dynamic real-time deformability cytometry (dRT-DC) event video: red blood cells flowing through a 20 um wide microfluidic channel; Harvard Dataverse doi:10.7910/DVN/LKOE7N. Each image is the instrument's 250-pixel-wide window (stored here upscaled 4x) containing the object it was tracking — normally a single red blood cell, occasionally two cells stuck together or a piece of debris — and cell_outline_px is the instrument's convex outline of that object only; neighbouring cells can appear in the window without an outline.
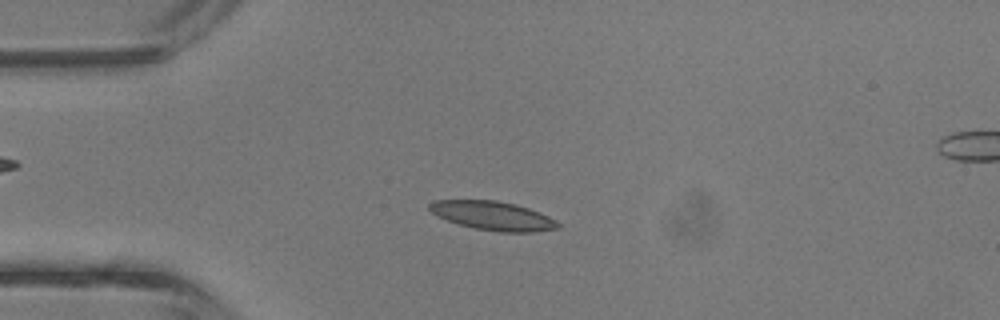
{"species": "common noctule bat (a hibernating species)", "species_latin": "Nyctalus noctula", "temperature_condition": "room temperature", "stored_images_in_passage": 41, "camera_frame_rate_fps": 3000, "um_per_image_px": 0.085, "animal": {"sex": "male", "body_mass_g": 13.3}, "frame": {"image": 1, "passage_image": 10, "time_ms": 3.0, "image_size_px": [1000, 320], "cell_outline_px": [[560, 224], [556, 228], [532, 232], [500, 232], [476, 228], [460, 224], [448, 220], [432, 212], [428, 208], [428, 204], [432, 200], [496, 200], [516, 204], [540, 212], [556, 220]], "centroid_in_image_um": [41.9, 18.32], "position_along_channel_um": 43.1, "area_um2": 21.39}}
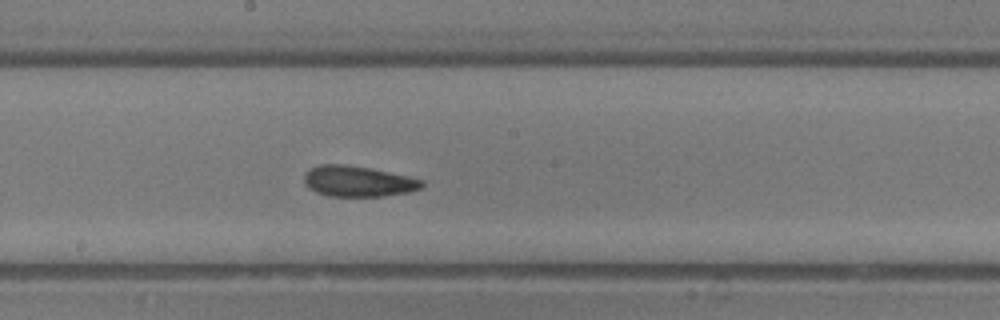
{"frame": {"image": 2, "passage_image": 22, "time_ms": 7.0, "image_size_px": [1000, 320], "cell_outline_px": [[424, 184], [420, 188], [408, 192], [384, 196], [328, 196], [316, 192], [308, 188], [304, 184], [304, 172], [320, 164], [344, 164], [368, 168], [408, 176], [424, 180]], "centroid_in_image_um": [30.4, 15.41], "position_along_channel_um": 217.8, "area_um2": 21.04}}
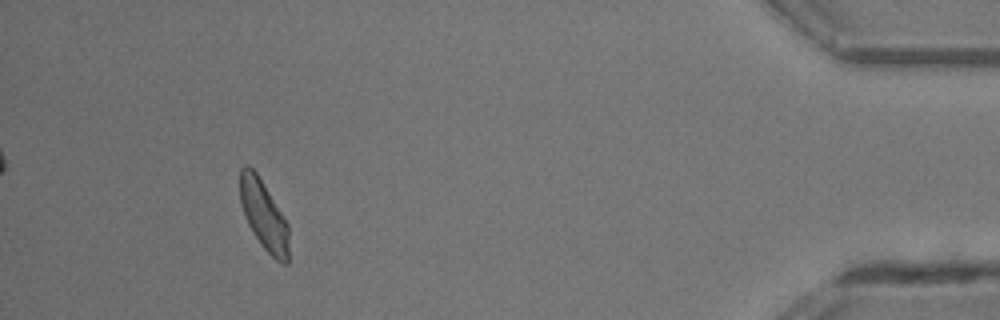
{"frame": {"image": 3, "passage_image": 38, "time_ms": 12.333, "image_size_px": [1000, 320], "cell_outline_px": [[288, 264], [284, 264], [276, 260], [260, 244], [252, 232], [244, 216], [240, 204], [240, 168], [244, 164], [248, 164], [256, 172], [288, 224]], "centroid_in_image_um": [22.39, 18.28], "position_along_channel_um": 412.8, "area_um2": 19.65}, "authors_computed_cell_mechanics": {"area_um2": 20.7502, "velocity_mm_per_s": 4.9037, "shape_relaxation_time_tau1_ms": 2.1284, "shape_relaxation_time_tau2_ms": 1.4338, "deformation_change_tau1": 0.1084, "deformation_change_tau2": 0.0784}}